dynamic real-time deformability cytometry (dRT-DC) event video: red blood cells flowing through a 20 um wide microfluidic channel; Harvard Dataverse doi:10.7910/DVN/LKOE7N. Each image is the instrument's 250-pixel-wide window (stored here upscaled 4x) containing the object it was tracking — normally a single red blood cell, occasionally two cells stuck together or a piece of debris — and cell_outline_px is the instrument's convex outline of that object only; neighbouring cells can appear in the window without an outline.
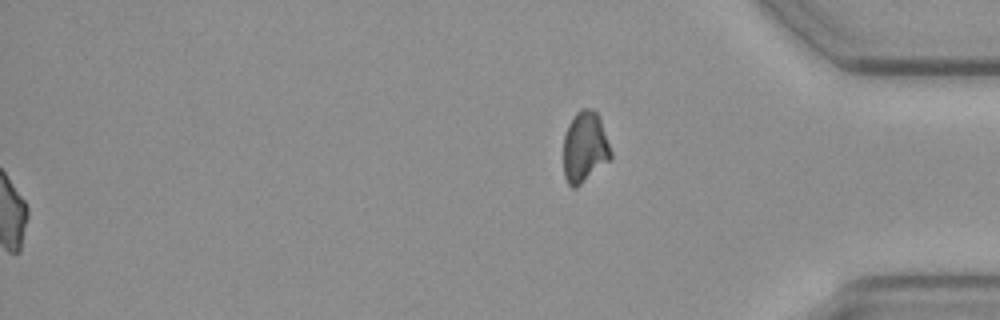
{"species": "common noctule bat (a hibernating species)", "species_latin": "Nyctalus noctula", "temperature_condition": "cold", "stored_images_in_passage": 59, "segment_of_instrument_passage": [2, 2], "camera_frame_rate_fps": 3000, "um_per_image_px": 0.085, "animal": {"sex": "female", "body_mass_g": 19.3, "forearm_length_mm": 54.1}, "frame": {"image": 1, "passage_image": 59, "time_ms": 19.333, "image_size_px": [1000, 320], "cell_outline_px": [[612, 160], [576, 188], [572, 188], [568, 184], [564, 176], [564, 136], [568, 124], [576, 112], [580, 108], [592, 108], [596, 112], [600, 120], [612, 152]], "centroid_in_image_um": [49.71, 12.53], "position_along_channel_um": 385.5, "area_um2": 19.83}}